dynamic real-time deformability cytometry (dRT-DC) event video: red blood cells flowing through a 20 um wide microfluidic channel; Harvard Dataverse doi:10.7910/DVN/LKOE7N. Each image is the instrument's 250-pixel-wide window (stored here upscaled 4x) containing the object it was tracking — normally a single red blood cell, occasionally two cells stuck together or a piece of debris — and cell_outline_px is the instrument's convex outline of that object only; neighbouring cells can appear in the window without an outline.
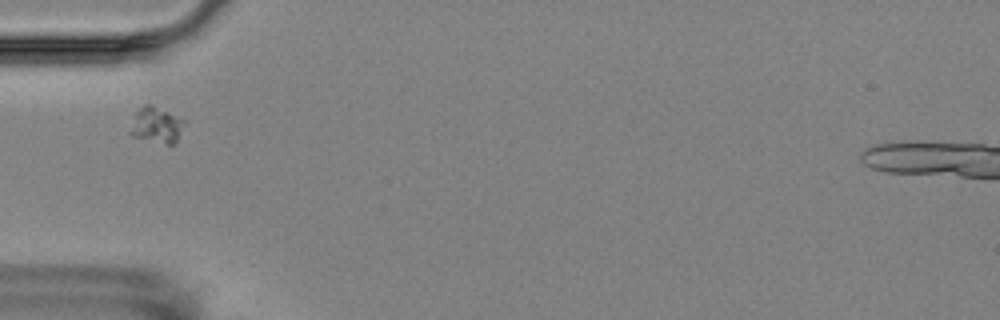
{"species": "Egyptian fruit bat (a non-hibernating species)", "species_latin": "Rousettus aegyptiacus", "temperature_condition": "room temperature", "stored_images_in_passage": 3, "camera_frame_rate_fps": 3000, "um_per_image_px": 0.085, "animal": {"sex": "female"}, "frame": {"image": 1, "passage_image": 1, "time_ms": 0.0, "image_size_px": [1000, 320], "cell_outline_px": [[184, 124], [176, 144], [168, 144], [132, 136], [128, 132], [136, 112], [144, 104], [152, 104], [184, 120]], "centroid_in_image_um": [13.28, 10.63], "position_along_channel_um": 71.7, "area_um2": 11.16}}
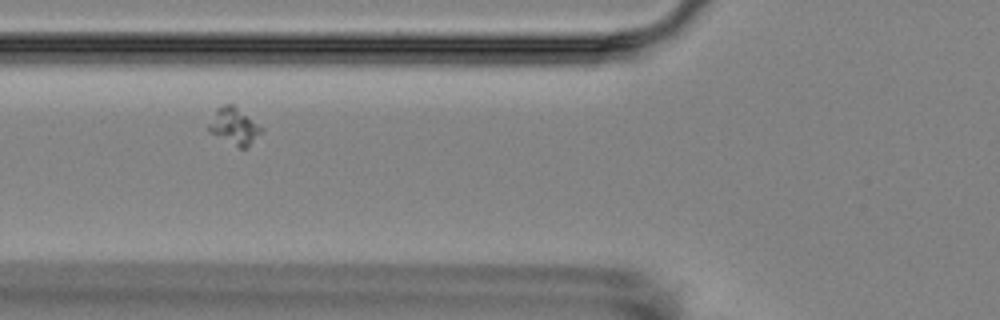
{"frame": {"image": 2, "passage_image": 2, "time_ms": 1.0, "image_size_px": [1000, 320], "cell_outline_px": [[264, 132], [244, 148], [240, 148], [208, 132], [208, 124], [216, 108], [224, 104], [232, 104], [264, 128]], "centroid_in_image_um": [19.9, 10.72], "position_along_channel_um": 105.9, "area_um2": 11.21}}